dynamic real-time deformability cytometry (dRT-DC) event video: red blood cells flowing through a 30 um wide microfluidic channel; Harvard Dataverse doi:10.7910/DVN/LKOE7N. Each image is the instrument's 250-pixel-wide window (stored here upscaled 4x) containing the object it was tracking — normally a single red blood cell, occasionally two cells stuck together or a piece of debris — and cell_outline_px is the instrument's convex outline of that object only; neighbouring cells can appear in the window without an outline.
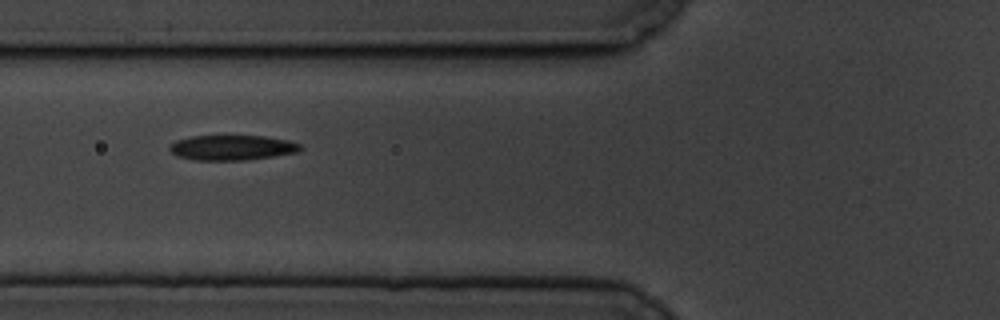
{"species": "common noctule bat (a hibernating species)", "species_latin": "Nyctalus noctula", "temperature_condition": "cold", "stored_images_in_passage": 3, "camera_frame_rate_fps": 3000, "um_per_image_px": 0.085, "animal": {"sex": "male", "body_mass_g": 19.5, "forearm_length_mm": 54.6}, "frame": {"image": 1, "passage_image": 2, "time_ms": 1.333, "image_size_px": [1000, 320], "cell_outline_px": [[304, 148], [296, 152], [272, 156], [244, 160], [192, 160], [176, 156], [168, 148], [168, 144], [176, 140], [192, 136], [264, 136], [288, 140], [300, 144]], "centroid_in_image_um": [19.68, 12.55], "position_along_channel_um": 106.1, "area_um2": 19.13}}
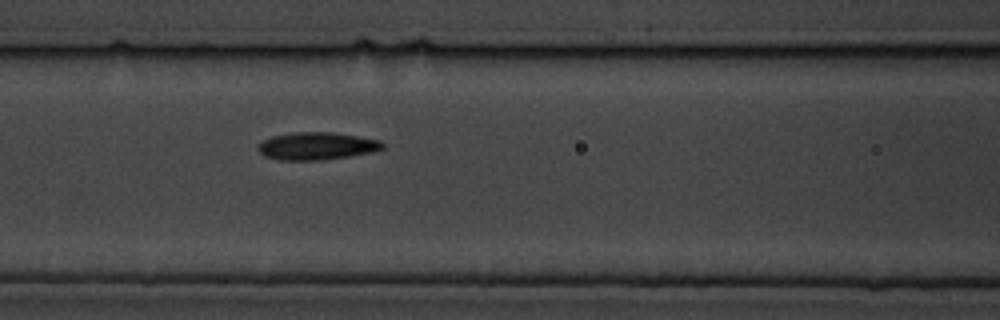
{"frame": {"image": 2, "passage_image": 3, "time_ms": 2.333, "image_size_px": [1000, 320], "cell_outline_px": [[384, 148], [376, 152], [320, 160], [280, 160], [264, 156], [256, 148], [260, 140], [272, 136], [292, 132], [332, 132], [380, 140], [384, 144]], "centroid_in_image_um": [26.89, 12.41], "position_along_channel_um": 139.7, "area_um2": 20.17}}